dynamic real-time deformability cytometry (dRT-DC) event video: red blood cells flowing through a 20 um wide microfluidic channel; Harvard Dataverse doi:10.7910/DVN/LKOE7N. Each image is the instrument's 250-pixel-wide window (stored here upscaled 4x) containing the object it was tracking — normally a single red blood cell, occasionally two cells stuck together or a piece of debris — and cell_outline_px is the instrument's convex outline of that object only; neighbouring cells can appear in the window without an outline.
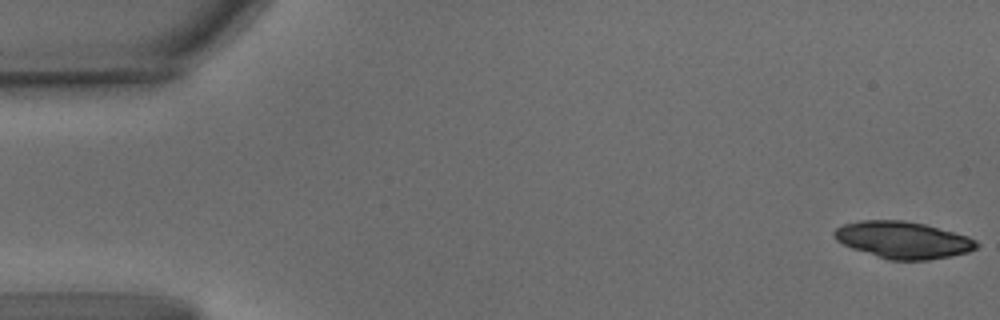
{"species": "common noctule bat (a hibernating species)", "species_latin": "Nyctalus noctula", "temperature_condition": "warm", "stored_images_in_passage": 19, "camera_frame_rate_fps": 3000, "um_per_image_px": 0.085, "animal": {"sex": "male", "body_mass_g": 15.6}, "frame": {"image": 1, "passage_image": 1, "time_ms": 0.0, "image_size_px": [1000, 320], "cell_outline_px": [[980, 244], [976, 248], [968, 252], [928, 260], [888, 260], [852, 248], [836, 240], [832, 236], [832, 232], [836, 228], [844, 224], [860, 220], [904, 220], [924, 224], [968, 236], [976, 240]], "centroid_in_image_um": [76.74, 20.39], "position_along_channel_um": 8.3, "area_um2": 30.58}}